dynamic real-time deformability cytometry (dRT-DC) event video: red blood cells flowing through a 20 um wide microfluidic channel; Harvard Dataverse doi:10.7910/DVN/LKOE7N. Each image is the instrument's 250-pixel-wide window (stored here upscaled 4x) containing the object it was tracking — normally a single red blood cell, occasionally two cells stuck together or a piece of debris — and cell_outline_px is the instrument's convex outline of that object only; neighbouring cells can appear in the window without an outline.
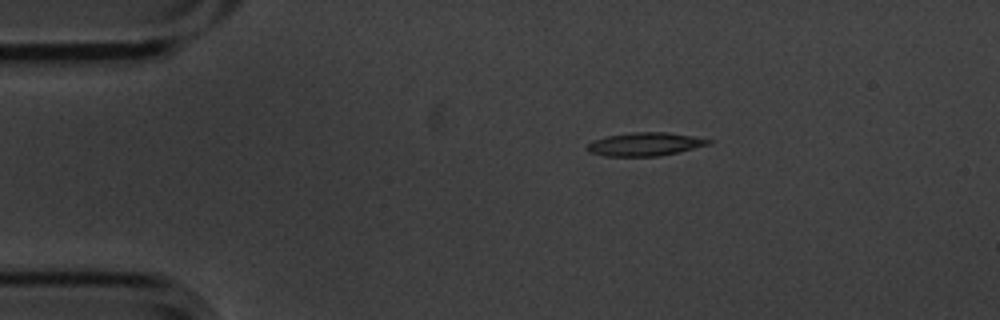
{"species": "common noctule bat (a hibernating species)", "species_latin": "Nyctalus noctula", "temperature_condition": "cold", "stored_images_in_passage": 6, "camera_frame_rate_fps": 3000, "um_per_image_px": 0.085, "animal": {"sex": "male", "body_mass_g": 20.1, "forearm_length_mm": 53.5}, "frame": {"image": 1, "passage_image": 1, "time_ms": 0.0, "image_size_px": [1000, 320], "cell_outline_px": [[712, 140], [708, 144], [680, 152], [656, 156], [604, 156], [588, 152], [584, 148], [592, 140], [608, 136], [632, 132], [668, 132], [692, 136]], "centroid_in_image_um": [54.76, 12.26], "position_along_channel_um": 30.2, "area_um2": 16.47}}
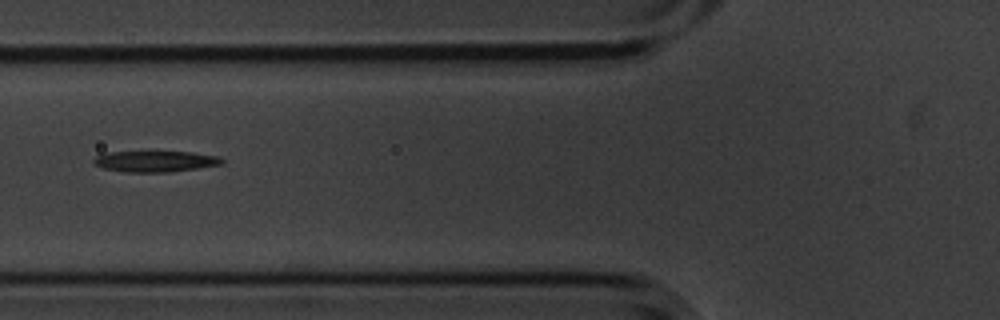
{"frame": {"image": 2, "passage_image": 4, "time_ms": 1.0, "image_size_px": [1000, 320], "cell_outline_px": [[224, 164], [168, 172], [124, 172], [104, 168], [92, 164], [92, 160], [96, 156], [104, 152], [148, 148], [192, 152], [220, 156], [224, 160]], "centroid_in_image_um": [13.14, 13.64], "position_along_channel_um": 112.7, "area_um2": 17.05}}
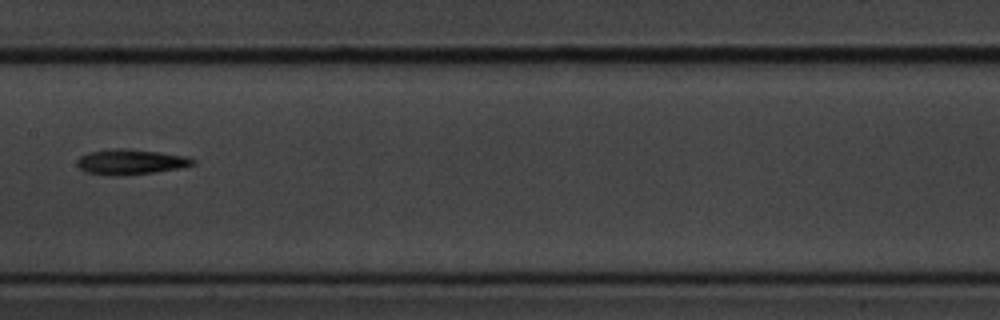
{"frame": {"image": 3, "passage_image": 6, "time_ms": 1.667, "image_size_px": [1000, 320], "cell_outline_px": [[196, 164], [180, 168], [156, 172], [120, 176], [108, 176], [84, 172], [76, 164], [76, 160], [80, 156], [88, 152], [112, 148], [124, 148], [160, 152], [188, 156], [196, 160]], "centroid_in_image_um": [11.09, 13.76], "position_along_channel_um": 196.3, "area_um2": 17.46}}